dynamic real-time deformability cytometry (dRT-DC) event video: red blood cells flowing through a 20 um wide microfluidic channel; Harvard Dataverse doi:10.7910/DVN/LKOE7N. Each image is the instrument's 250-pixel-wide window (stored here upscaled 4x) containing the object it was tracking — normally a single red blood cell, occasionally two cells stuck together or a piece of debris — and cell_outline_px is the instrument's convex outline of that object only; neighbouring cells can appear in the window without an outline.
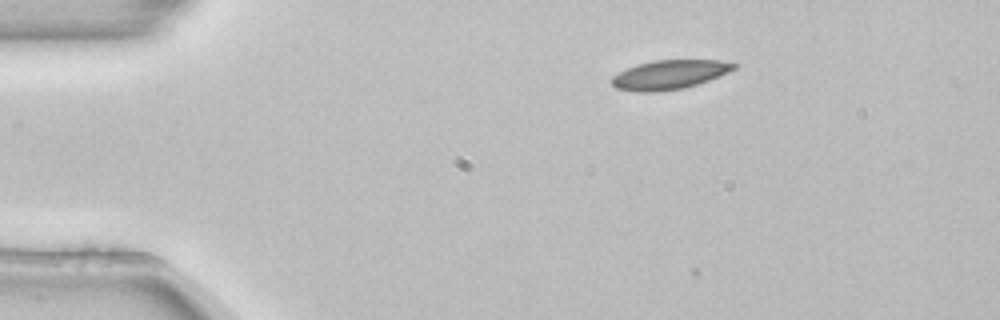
{"species": "common noctule bat (a hibernating species)", "species_latin": "Nyctalus noctula", "temperature_condition": "room temperature", "stored_images_in_passage": 5, "camera_frame_rate_fps": 3000, "um_per_image_px": 0.085, "animal": {"sex": "female", "body_mass_g": 22.7, "forearm_length_mm": 54.2}, "frame": {"image": 1, "passage_image": 5, "time_ms": 1.333, "image_size_px": [1000, 320], "cell_outline_px": [[740, 64], [736, 68], [728, 72], [708, 80], [684, 88], [656, 92], [636, 92], [616, 88], [612, 84], [612, 76], [628, 68], [652, 60], [720, 60]], "centroid_in_image_um": [56.92, 6.34], "position_along_channel_um": 28.1, "area_um2": 20.63}}